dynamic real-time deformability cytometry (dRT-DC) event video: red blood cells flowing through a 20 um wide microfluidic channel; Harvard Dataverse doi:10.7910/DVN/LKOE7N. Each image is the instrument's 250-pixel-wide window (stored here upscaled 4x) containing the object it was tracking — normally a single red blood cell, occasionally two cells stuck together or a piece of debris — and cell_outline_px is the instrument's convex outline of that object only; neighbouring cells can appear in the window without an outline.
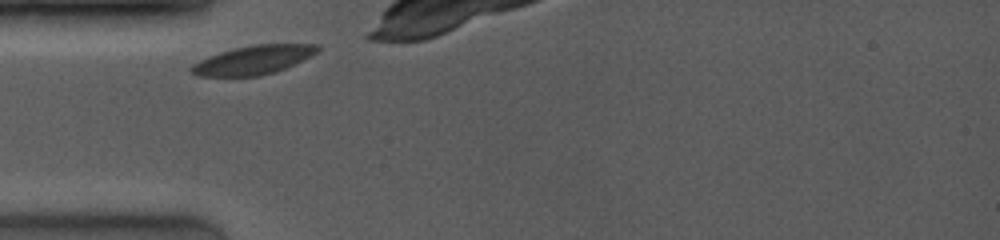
{"species": "common noctule bat (a hibernating species)", "species_latin": "Nyctalus noctula", "temperature_condition": "room temperature", "stored_images_in_passage": 11, "camera_frame_rate_fps": 4000, "um_per_image_px": 0.085, "animal": {"sex": "female", "body_mass_g": 19.0, "forearm_length_mm": 53.3}, "frame": {"image": 1, "passage_image": 1, "time_ms": 0.0, "image_size_px": [1000, 240], "cell_outline_px": [[320, 52], [284, 68], [260, 76], [196, 76], [188, 68], [192, 64], [208, 56], [220, 52], [236, 48], [256, 44], [320, 44]], "centroid_in_image_um": [21.53, 5.09], "position_along_channel_um": 63.5, "area_um2": 21.1}}